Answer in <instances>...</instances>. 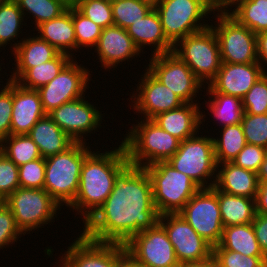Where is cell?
<instances>
[{"instance_id": "58", "label": "cell", "mask_w": 267, "mask_h": 267, "mask_svg": "<svg viewBox=\"0 0 267 267\" xmlns=\"http://www.w3.org/2000/svg\"><path fill=\"white\" fill-rule=\"evenodd\" d=\"M137 267H147V266H144V265L137 263Z\"/></svg>"}, {"instance_id": "5", "label": "cell", "mask_w": 267, "mask_h": 267, "mask_svg": "<svg viewBox=\"0 0 267 267\" xmlns=\"http://www.w3.org/2000/svg\"><path fill=\"white\" fill-rule=\"evenodd\" d=\"M154 8L166 38L173 45L188 35L208 28L210 25L204 20L218 9L209 0H161Z\"/></svg>"}, {"instance_id": "48", "label": "cell", "mask_w": 267, "mask_h": 267, "mask_svg": "<svg viewBox=\"0 0 267 267\" xmlns=\"http://www.w3.org/2000/svg\"><path fill=\"white\" fill-rule=\"evenodd\" d=\"M252 226L259 247L267 257V215L256 213L254 220L252 221Z\"/></svg>"}, {"instance_id": "9", "label": "cell", "mask_w": 267, "mask_h": 267, "mask_svg": "<svg viewBox=\"0 0 267 267\" xmlns=\"http://www.w3.org/2000/svg\"><path fill=\"white\" fill-rule=\"evenodd\" d=\"M3 202L12 211L16 225L24 235L55 222L57 211L61 210L45 189L19 187Z\"/></svg>"}, {"instance_id": "47", "label": "cell", "mask_w": 267, "mask_h": 267, "mask_svg": "<svg viewBox=\"0 0 267 267\" xmlns=\"http://www.w3.org/2000/svg\"><path fill=\"white\" fill-rule=\"evenodd\" d=\"M266 153L267 149L247 143L231 162L236 166L257 173Z\"/></svg>"}, {"instance_id": "56", "label": "cell", "mask_w": 267, "mask_h": 267, "mask_svg": "<svg viewBox=\"0 0 267 267\" xmlns=\"http://www.w3.org/2000/svg\"><path fill=\"white\" fill-rule=\"evenodd\" d=\"M68 7L76 6L77 0H61Z\"/></svg>"}, {"instance_id": "18", "label": "cell", "mask_w": 267, "mask_h": 267, "mask_svg": "<svg viewBox=\"0 0 267 267\" xmlns=\"http://www.w3.org/2000/svg\"><path fill=\"white\" fill-rule=\"evenodd\" d=\"M263 75L261 66L253 63H221L215 78L206 88L207 93H223L243 98Z\"/></svg>"}, {"instance_id": "17", "label": "cell", "mask_w": 267, "mask_h": 267, "mask_svg": "<svg viewBox=\"0 0 267 267\" xmlns=\"http://www.w3.org/2000/svg\"><path fill=\"white\" fill-rule=\"evenodd\" d=\"M141 80V82H140ZM135 93H132L131 102L134 111L142 116V119L152 120L156 115L177 109L185 102L170 88L164 86L147 68ZM136 94V95H135Z\"/></svg>"}, {"instance_id": "34", "label": "cell", "mask_w": 267, "mask_h": 267, "mask_svg": "<svg viewBox=\"0 0 267 267\" xmlns=\"http://www.w3.org/2000/svg\"><path fill=\"white\" fill-rule=\"evenodd\" d=\"M0 151L18 167L42 157L28 134L9 135L0 143Z\"/></svg>"}, {"instance_id": "49", "label": "cell", "mask_w": 267, "mask_h": 267, "mask_svg": "<svg viewBox=\"0 0 267 267\" xmlns=\"http://www.w3.org/2000/svg\"><path fill=\"white\" fill-rule=\"evenodd\" d=\"M114 267H137V261L125 249L124 244L114 243Z\"/></svg>"}, {"instance_id": "14", "label": "cell", "mask_w": 267, "mask_h": 267, "mask_svg": "<svg viewBox=\"0 0 267 267\" xmlns=\"http://www.w3.org/2000/svg\"><path fill=\"white\" fill-rule=\"evenodd\" d=\"M74 59L52 81L38 89L46 114L64 103L85 96L91 74L88 68L78 65Z\"/></svg>"}, {"instance_id": "8", "label": "cell", "mask_w": 267, "mask_h": 267, "mask_svg": "<svg viewBox=\"0 0 267 267\" xmlns=\"http://www.w3.org/2000/svg\"><path fill=\"white\" fill-rule=\"evenodd\" d=\"M173 52L190 67L203 85H209L221 67L219 43L210 26L180 39Z\"/></svg>"}, {"instance_id": "3", "label": "cell", "mask_w": 267, "mask_h": 267, "mask_svg": "<svg viewBox=\"0 0 267 267\" xmlns=\"http://www.w3.org/2000/svg\"><path fill=\"white\" fill-rule=\"evenodd\" d=\"M137 122L122 140L129 165L147 167L167 162L176 153L181 141L150 119Z\"/></svg>"}, {"instance_id": "40", "label": "cell", "mask_w": 267, "mask_h": 267, "mask_svg": "<svg viewBox=\"0 0 267 267\" xmlns=\"http://www.w3.org/2000/svg\"><path fill=\"white\" fill-rule=\"evenodd\" d=\"M241 124L246 143L267 149V113L253 115L244 112Z\"/></svg>"}, {"instance_id": "11", "label": "cell", "mask_w": 267, "mask_h": 267, "mask_svg": "<svg viewBox=\"0 0 267 267\" xmlns=\"http://www.w3.org/2000/svg\"><path fill=\"white\" fill-rule=\"evenodd\" d=\"M212 247L219 245L224 226L218 203V189L201 188L178 212Z\"/></svg>"}, {"instance_id": "29", "label": "cell", "mask_w": 267, "mask_h": 267, "mask_svg": "<svg viewBox=\"0 0 267 267\" xmlns=\"http://www.w3.org/2000/svg\"><path fill=\"white\" fill-rule=\"evenodd\" d=\"M213 249H226L245 256H265L256 239L252 223L224 227L219 245Z\"/></svg>"}, {"instance_id": "28", "label": "cell", "mask_w": 267, "mask_h": 267, "mask_svg": "<svg viewBox=\"0 0 267 267\" xmlns=\"http://www.w3.org/2000/svg\"><path fill=\"white\" fill-rule=\"evenodd\" d=\"M218 203L224 227L252 223L256 215L255 199L249 197L218 190Z\"/></svg>"}, {"instance_id": "30", "label": "cell", "mask_w": 267, "mask_h": 267, "mask_svg": "<svg viewBox=\"0 0 267 267\" xmlns=\"http://www.w3.org/2000/svg\"><path fill=\"white\" fill-rule=\"evenodd\" d=\"M72 59L68 54L59 53L51 61L29 68L16 82L24 88L38 90L52 81Z\"/></svg>"}, {"instance_id": "19", "label": "cell", "mask_w": 267, "mask_h": 267, "mask_svg": "<svg viewBox=\"0 0 267 267\" xmlns=\"http://www.w3.org/2000/svg\"><path fill=\"white\" fill-rule=\"evenodd\" d=\"M73 241L58 267H114V243L92 241L81 233Z\"/></svg>"}, {"instance_id": "27", "label": "cell", "mask_w": 267, "mask_h": 267, "mask_svg": "<svg viewBox=\"0 0 267 267\" xmlns=\"http://www.w3.org/2000/svg\"><path fill=\"white\" fill-rule=\"evenodd\" d=\"M28 135L38 146L43 158L64 152L75 143L48 114L40 118Z\"/></svg>"}, {"instance_id": "23", "label": "cell", "mask_w": 267, "mask_h": 267, "mask_svg": "<svg viewBox=\"0 0 267 267\" xmlns=\"http://www.w3.org/2000/svg\"><path fill=\"white\" fill-rule=\"evenodd\" d=\"M21 40L17 41L18 43H11L13 45L11 52L16 62L15 70L13 69V74L9 77L13 81H17L29 68L51 61L60 53L38 35L24 37Z\"/></svg>"}, {"instance_id": "13", "label": "cell", "mask_w": 267, "mask_h": 267, "mask_svg": "<svg viewBox=\"0 0 267 267\" xmlns=\"http://www.w3.org/2000/svg\"><path fill=\"white\" fill-rule=\"evenodd\" d=\"M147 69L185 103H196L203 84L174 52L151 56Z\"/></svg>"}, {"instance_id": "6", "label": "cell", "mask_w": 267, "mask_h": 267, "mask_svg": "<svg viewBox=\"0 0 267 267\" xmlns=\"http://www.w3.org/2000/svg\"><path fill=\"white\" fill-rule=\"evenodd\" d=\"M150 177L153 202L159 215L178 213L201 188L167 162L144 167Z\"/></svg>"}, {"instance_id": "42", "label": "cell", "mask_w": 267, "mask_h": 267, "mask_svg": "<svg viewBox=\"0 0 267 267\" xmlns=\"http://www.w3.org/2000/svg\"><path fill=\"white\" fill-rule=\"evenodd\" d=\"M219 267H267L266 256H245L226 249H213Z\"/></svg>"}, {"instance_id": "22", "label": "cell", "mask_w": 267, "mask_h": 267, "mask_svg": "<svg viewBox=\"0 0 267 267\" xmlns=\"http://www.w3.org/2000/svg\"><path fill=\"white\" fill-rule=\"evenodd\" d=\"M198 104L199 101L185 103L177 109L156 115L152 121L180 141H184L200 132V125L205 122V111L201 112Z\"/></svg>"}, {"instance_id": "45", "label": "cell", "mask_w": 267, "mask_h": 267, "mask_svg": "<svg viewBox=\"0 0 267 267\" xmlns=\"http://www.w3.org/2000/svg\"><path fill=\"white\" fill-rule=\"evenodd\" d=\"M24 234L17 227L10 208L2 201L0 203V249L17 242Z\"/></svg>"}, {"instance_id": "32", "label": "cell", "mask_w": 267, "mask_h": 267, "mask_svg": "<svg viewBox=\"0 0 267 267\" xmlns=\"http://www.w3.org/2000/svg\"><path fill=\"white\" fill-rule=\"evenodd\" d=\"M222 11L229 13L255 34L267 31V0H246L239 2L233 10Z\"/></svg>"}, {"instance_id": "2", "label": "cell", "mask_w": 267, "mask_h": 267, "mask_svg": "<svg viewBox=\"0 0 267 267\" xmlns=\"http://www.w3.org/2000/svg\"><path fill=\"white\" fill-rule=\"evenodd\" d=\"M118 146L103 153L93 150L82 164L79 188L69 208L83 216V224L105 202L116 179L129 165L123 143Z\"/></svg>"}, {"instance_id": "41", "label": "cell", "mask_w": 267, "mask_h": 267, "mask_svg": "<svg viewBox=\"0 0 267 267\" xmlns=\"http://www.w3.org/2000/svg\"><path fill=\"white\" fill-rule=\"evenodd\" d=\"M243 109L247 114L267 113V75H262L242 98Z\"/></svg>"}, {"instance_id": "33", "label": "cell", "mask_w": 267, "mask_h": 267, "mask_svg": "<svg viewBox=\"0 0 267 267\" xmlns=\"http://www.w3.org/2000/svg\"><path fill=\"white\" fill-rule=\"evenodd\" d=\"M220 134L213 137L217 164L231 162L247 144L241 123L224 126Z\"/></svg>"}, {"instance_id": "10", "label": "cell", "mask_w": 267, "mask_h": 267, "mask_svg": "<svg viewBox=\"0 0 267 267\" xmlns=\"http://www.w3.org/2000/svg\"><path fill=\"white\" fill-rule=\"evenodd\" d=\"M214 25H210L216 34L221 61L224 63L257 62L256 34L241 25L229 13L216 10ZM217 24H216V23Z\"/></svg>"}, {"instance_id": "12", "label": "cell", "mask_w": 267, "mask_h": 267, "mask_svg": "<svg viewBox=\"0 0 267 267\" xmlns=\"http://www.w3.org/2000/svg\"><path fill=\"white\" fill-rule=\"evenodd\" d=\"M125 249L147 267H180L172 243L164 227L157 222L153 227L132 236Z\"/></svg>"}, {"instance_id": "20", "label": "cell", "mask_w": 267, "mask_h": 267, "mask_svg": "<svg viewBox=\"0 0 267 267\" xmlns=\"http://www.w3.org/2000/svg\"><path fill=\"white\" fill-rule=\"evenodd\" d=\"M101 67L107 69L117 68L118 64L129 61L142 52L137 48L126 29L119 26H109L102 29L100 38L94 47ZM96 50V51H95Z\"/></svg>"}, {"instance_id": "54", "label": "cell", "mask_w": 267, "mask_h": 267, "mask_svg": "<svg viewBox=\"0 0 267 267\" xmlns=\"http://www.w3.org/2000/svg\"><path fill=\"white\" fill-rule=\"evenodd\" d=\"M246 0H226V2L224 3V5L220 8L221 10H228L232 9V5L233 7H235L239 2H244Z\"/></svg>"}, {"instance_id": "46", "label": "cell", "mask_w": 267, "mask_h": 267, "mask_svg": "<svg viewBox=\"0 0 267 267\" xmlns=\"http://www.w3.org/2000/svg\"><path fill=\"white\" fill-rule=\"evenodd\" d=\"M2 85L0 91V143L10 135L13 108V80Z\"/></svg>"}, {"instance_id": "31", "label": "cell", "mask_w": 267, "mask_h": 267, "mask_svg": "<svg viewBox=\"0 0 267 267\" xmlns=\"http://www.w3.org/2000/svg\"><path fill=\"white\" fill-rule=\"evenodd\" d=\"M209 100L205 101L207 108L216 121H220L222 126H229L241 123L244 109L242 99L236 96L223 93H207ZM211 98V99H210Z\"/></svg>"}, {"instance_id": "15", "label": "cell", "mask_w": 267, "mask_h": 267, "mask_svg": "<svg viewBox=\"0 0 267 267\" xmlns=\"http://www.w3.org/2000/svg\"><path fill=\"white\" fill-rule=\"evenodd\" d=\"M158 222L167 232L180 265L199 262L212 256L213 247L180 214L159 215Z\"/></svg>"}, {"instance_id": "37", "label": "cell", "mask_w": 267, "mask_h": 267, "mask_svg": "<svg viewBox=\"0 0 267 267\" xmlns=\"http://www.w3.org/2000/svg\"><path fill=\"white\" fill-rule=\"evenodd\" d=\"M111 5L114 25L123 29L143 18L154 8L142 0H114Z\"/></svg>"}, {"instance_id": "50", "label": "cell", "mask_w": 267, "mask_h": 267, "mask_svg": "<svg viewBox=\"0 0 267 267\" xmlns=\"http://www.w3.org/2000/svg\"><path fill=\"white\" fill-rule=\"evenodd\" d=\"M257 63L261 66L264 75H267V31L256 34Z\"/></svg>"}, {"instance_id": "35", "label": "cell", "mask_w": 267, "mask_h": 267, "mask_svg": "<svg viewBox=\"0 0 267 267\" xmlns=\"http://www.w3.org/2000/svg\"><path fill=\"white\" fill-rule=\"evenodd\" d=\"M24 19L15 0H0V47L5 48L19 38Z\"/></svg>"}, {"instance_id": "16", "label": "cell", "mask_w": 267, "mask_h": 267, "mask_svg": "<svg viewBox=\"0 0 267 267\" xmlns=\"http://www.w3.org/2000/svg\"><path fill=\"white\" fill-rule=\"evenodd\" d=\"M100 112L82 96L53 109L48 115L75 142L87 143L85 137L88 133H95L102 124L103 114Z\"/></svg>"}, {"instance_id": "38", "label": "cell", "mask_w": 267, "mask_h": 267, "mask_svg": "<svg viewBox=\"0 0 267 267\" xmlns=\"http://www.w3.org/2000/svg\"><path fill=\"white\" fill-rule=\"evenodd\" d=\"M73 24L76 35L77 50L82 47H95L102 33V27L83 15L73 6Z\"/></svg>"}, {"instance_id": "55", "label": "cell", "mask_w": 267, "mask_h": 267, "mask_svg": "<svg viewBox=\"0 0 267 267\" xmlns=\"http://www.w3.org/2000/svg\"><path fill=\"white\" fill-rule=\"evenodd\" d=\"M212 4H214L218 9H220L226 0H209Z\"/></svg>"}, {"instance_id": "4", "label": "cell", "mask_w": 267, "mask_h": 267, "mask_svg": "<svg viewBox=\"0 0 267 267\" xmlns=\"http://www.w3.org/2000/svg\"><path fill=\"white\" fill-rule=\"evenodd\" d=\"M88 143L75 142L66 151L45 158L44 187L60 205L69 207L77 194L81 167L92 152ZM63 204V205H62Z\"/></svg>"}, {"instance_id": "24", "label": "cell", "mask_w": 267, "mask_h": 267, "mask_svg": "<svg viewBox=\"0 0 267 267\" xmlns=\"http://www.w3.org/2000/svg\"><path fill=\"white\" fill-rule=\"evenodd\" d=\"M126 31L142 53L144 47L151 45L155 48L151 56L173 52L174 45L166 38L155 8L128 26Z\"/></svg>"}, {"instance_id": "36", "label": "cell", "mask_w": 267, "mask_h": 267, "mask_svg": "<svg viewBox=\"0 0 267 267\" xmlns=\"http://www.w3.org/2000/svg\"><path fill=\"white\" fill-rule=\"evenodd\" d=\"M19 9L22 11L25 19L27 16H33L35 19L33 24L37 28L40 24L59 17L64 13L68 6L61 0H15ZM31 14V15H30Z\"/></svg>"}, {"instance_id": "39", "label": "cell", "mask_w": 267, "mask_h": 267, "mask_svg": "<svg viewBox=\"0 0 267 267\" xmlns=\"http://www.w3.org/2000/svg\"><path fill=\"white\" fill-rule=\"evenodd\" d=\"M83 15L102 28L113 26L112 5L107 0H78L75 6Z\"/></svg>"}, {"instance_id": "26", "label": "cell", "mask_w": 267, "mask_h": 267, "mask_svg": "<svg viewBox=\"0 0 267 267\" xmlns=\"http://www.w3.org/2000/svg\"><path fill=\"white\" fill-rule=\"evenodd\" d=\"M36 31H39L38 36L41 39L46 40L60 53L74 57L73 52H77L73 7H68L59 17L40 24Z\"/></svg>"}, {"instance_id": "51", "label": "cell", "mask_w": 267, "mask_h": 267, "mask_svg": "<svg viewBox=\"0 0 267 267\" xmlns=\"http://www.w3.org/2000/svg\"><path fill=\"white\" fill-rule=\"evenodd\" d=\"M255 205L257 214L267 215V182H259Z\"/></svg>"}, {"instance_id": "57", "label": "cell", "mask_w": 267, "mask_h": 267, "mask_svg": "<svg viewBox=\"0 0 267 267\" xmlns=\"http://www.w3.org/2000/svg\"><path fill=\"white\" fill-rule=\"evenodd\" d=\"M147 3H150L153 7L156 6L161 0H142Z\"/></svg>"}, {"instance_id": "44", "label": "cell", "mask_w": 267, "mask_h": 267, "mask_svg": "<svg viewBox=\"0 0 267 267\" xmlns=\"http://www.w3.org/2000/svg\"><path fill=\"white\" fill-rule=\"evenodd\" d=\"M19 187L18 166L0 151V200L5 201Z\"/></svg>"}, {"instance_id": "43", "label": "cell", "mask_w": 267, "mask_h": 267, "mask_svg": "<svg viewBox=\"0 0 267 267\" xmlns=\"http://www.w3.org/2000/svg\"><path fill=\"white\" fill-rule=\"evenodd\" d=\"M19 184L22 188L43 189L45 181V158L27 162L18 167Z\"/></svg>"}, {"instance_id": "25", "label": "cell", "mask_w": 267, "mask_h": 267, "mask_svg": "<svg viewBox=\"0 0 267 267\" xmlns=\"http://www.w3.org/2000/svg\"><path fill=\"white\" fill-rule=\"evenodd\" d=\"M214 186L218 190L230 195L256 199L259 181L257 173L236 166L232 162H225L217 164Z\"/></svg>"}, {"instance_id": "21", "label": "cell", "mask_w": 267, "mask_h": 267, "mask_svg": "<svg viewBox=\"0 0 267 267\" xmlns=\"http://www.w3.org/2000/svg\"><path fill=\"white\" fill-rule=\"evenodd\" d=\"M38 90L22 87L13 81V108L10 135L28 134L32 127L44 117Z\"/></svg>"}, {"instance_id": "52", "label": "cell", "mask_w": 267, "mask_h": 267, "mask_svg": "<svg viewBox=\"0 0 267 267\" xmlns=\"http://www.w3.org/2000/svg\"><path fill=\"white\" fill-rule=\"evenodd\" d=\"M180 267H219L215 257L212 255L209 258L199 262H189L181 264Z\"/></svg>"}, {"instance_id": "53", "label": "cell", "mask_w": 267, "mask_h": 267, "mask_svg": "<svg viewBox=\"0 0 267 267\" xmlns=\"http://www.w3.org/2000/svg\"><path fill=\"white\" fill-rule=\"evenodd\" d=\"M257 177L259 182H267V153L257 172Z\"/></svg>"}, {"instance_id": "7", "label": "cell", "mask_w": 267, "mask_h": 267, "mask_svg": "<svg viewBox=\"0 0 267 267\" xmlns=\"http://www.w3.org/2000/svg\"><path fill=\"white\" fill-rule=\"evenodd\" d=\"M197 134L199 135L196 133L181 141L178 150L167 163L192 178L200 188H212L217 175L214 140L209 134L208 136Z\"/></svg>"}, {"instance_id": "1", "label": "cell", "mask_w": 267, "mask_h": 267, "mask_svg": "<svg viewBox=\"0 0 267 267\" xmlns=\"http://www.w3.org/2000/svg\"><path fill=\"white\" fill-rule=\"evenodd\" d=\"M158 219L146 169L128 165L80 232L92 241L125 244L135 234L153 227Z\"/></svg>"}]
</instances>
